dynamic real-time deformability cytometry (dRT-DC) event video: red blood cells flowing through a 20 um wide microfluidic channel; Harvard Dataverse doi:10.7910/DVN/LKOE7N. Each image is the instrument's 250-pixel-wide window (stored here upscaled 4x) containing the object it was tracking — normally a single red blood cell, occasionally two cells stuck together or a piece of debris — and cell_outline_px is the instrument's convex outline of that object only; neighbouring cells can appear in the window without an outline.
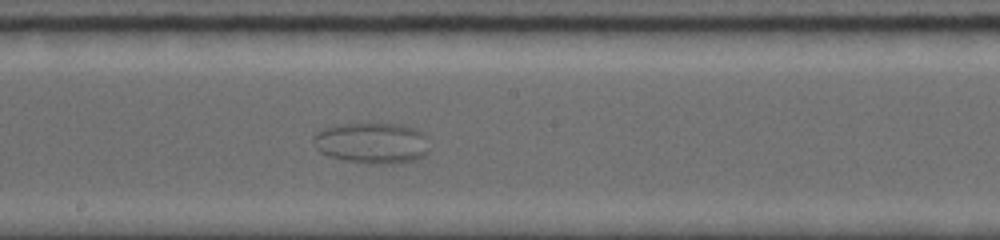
{"species": "common noctule bat (a hibernating species)", "species_latin": "Nyctalus noctula", "temperature_condition": "room temperature", "stored_images_in_passage": 26, "camera_frame_rate_fps": 5000, "um_per_image_px": 0.085, "animal": {"sex": "female", "body_mass_g": 19.0, "forearm_length_mm": 56.7}, "frame": {"image": 1, "passage_image": 26, "time_ms": 9.8, "image_size_px": [1000, 240], "cell_outline_px": [[428, 152], [424, 156], [416, 160], [392, 164], [368, 164], [344, 160], [328, 156], [320, 152], [316, 148], [312, 140], [316, 132], [332, 124], [368, 120], [400, 124], [416, 128], [428, 136]], "centroid_in_image_um": [31.61, 12.1], "position_along_channel_um": 216.6, "area_um2": 29.19}}